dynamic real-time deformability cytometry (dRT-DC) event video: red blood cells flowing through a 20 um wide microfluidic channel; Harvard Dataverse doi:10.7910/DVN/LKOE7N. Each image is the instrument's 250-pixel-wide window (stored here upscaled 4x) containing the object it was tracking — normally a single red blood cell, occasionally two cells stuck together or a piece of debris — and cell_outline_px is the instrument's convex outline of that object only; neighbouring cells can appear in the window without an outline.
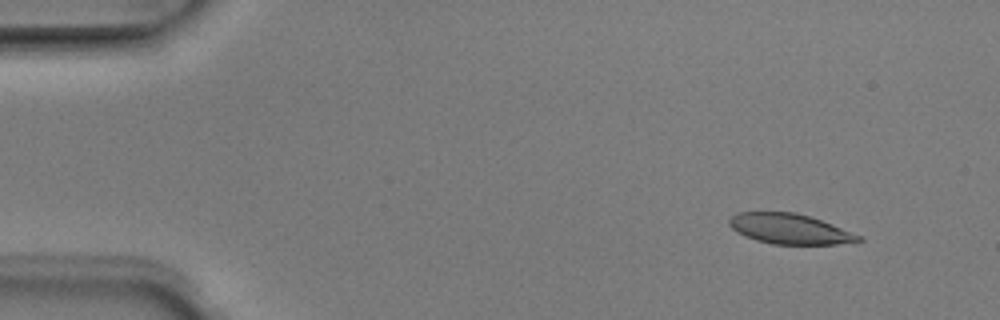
{"species": "Egyptian fruit bat (a non-hibernating species)", "species_latin": "Rousettus aegyptiacus", "temperature_condition": "room temperature", "stored_images_in_passage": 6, "camera_frame_rate_fps": 3000, "um_per_image_px": 0.085, "animal": {"sex": "male"}, "frame": {"image": 1, "passage_image": 2, "time_ms": 0.333, "image_size_px": [1000, 320], "cell_outline_px": [[864, 240], [836, 244], [772, 244], [756, 240], [744, 236], [736, 232], [728, 224], [728, 220], [736, 212], [796, 212], [820, 220], [864, 236]], "centroid_in_image_um": [67.11, 19.45], "position_along_channel_um": 17.9, "area_um2": 22.77}}
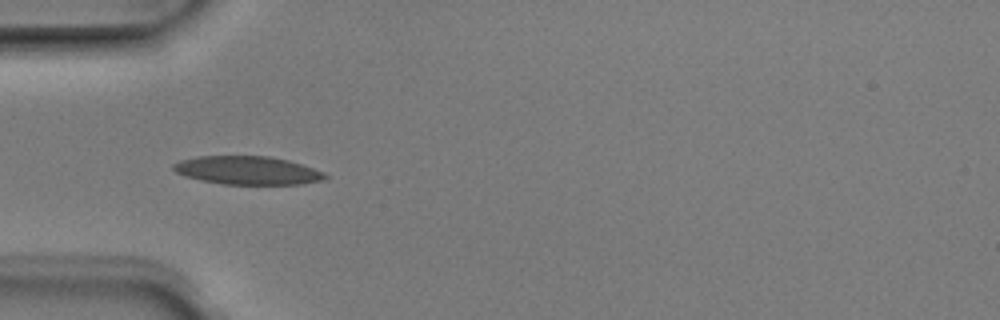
{"frame": {"image": 2, "passage_image": 5, "time_ms": 1.333, "image_size_px": [1000, 320], "cell_outline_px": [[328, 176], [324, 180], [300, 184], [220, 184], [200, 180], [184, 176], [176, 172], [172, 168], [172, 164], [180, 160], [196, 156], [268, 156], [288, 160], [324, 172]], "centroid_in_image_um": [21.0, 14.48], "position_along_channel_um": 64.0, "area_um2": 25.09}}
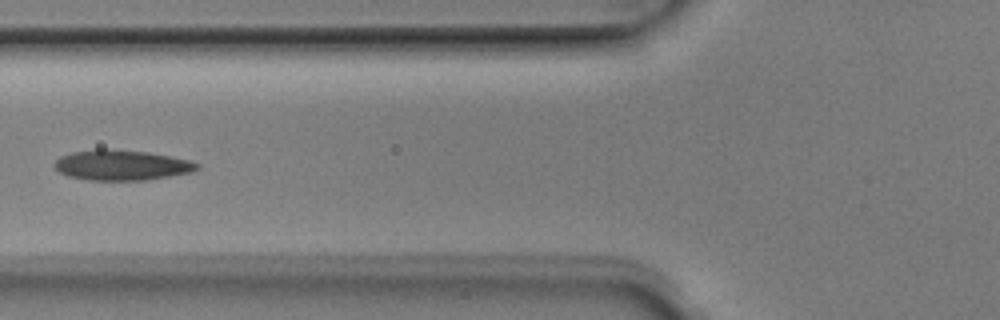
{"frame": {"image": 3, "passage_image": 6, "time_ms": 1.667, "image_size_px": [1000, 320], "cell_outline_px": [[200, 168], [192, 172], [144, 180], [88, 180], [68, 176], [60, 172], [52, 164], [60, 156], [72, 152], [100, 148], [104, 148], [148, 152], [188, 160], [200, 164]], "centroid_in_image_um": [10.31, 14.03], "position_along_channel_um": 115.5, "area_um2": 25.14}}